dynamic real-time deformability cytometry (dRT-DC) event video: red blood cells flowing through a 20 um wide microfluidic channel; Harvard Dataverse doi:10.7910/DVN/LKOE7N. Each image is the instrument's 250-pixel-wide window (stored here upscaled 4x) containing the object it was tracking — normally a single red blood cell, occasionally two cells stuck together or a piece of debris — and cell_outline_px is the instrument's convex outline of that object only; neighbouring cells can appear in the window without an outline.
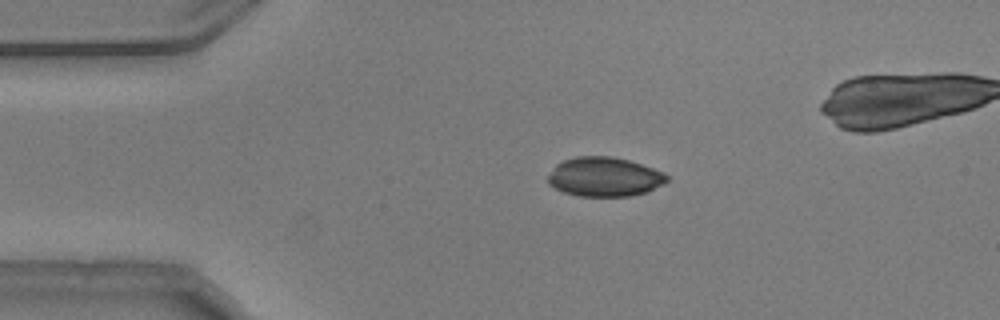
{"species": "common noctule bat (a hibernating species)", "species_latin": "Nyctalus noctula", "temperature_condition": "warm", "stored_images_in_passage": 40, "camera_frame_rate_fps": 3000, "um_per_image_px": 0.085, "animal": {"sex": "male", "body_mass_g": 20.5, "forearm_length_mm": 52.5}, "frame": {"image": 1, "passage_image": 1, "time_ms": 0.0, "image_size_px": [1000, 320], "cell_outline_px": [[668, 180], [664, 184], [644, 192], [632, 196], [580, 196], [564, 192], [548, 184], [548, 176], [556, 164], [564, 160], [576, 156], [612, 156], [628, 160], [652, 168], [668, 176]], "centroid_in_image_um": [51.35, 15.03], "position_along_channel_um": 33.6, "area_um2": 26.99}}
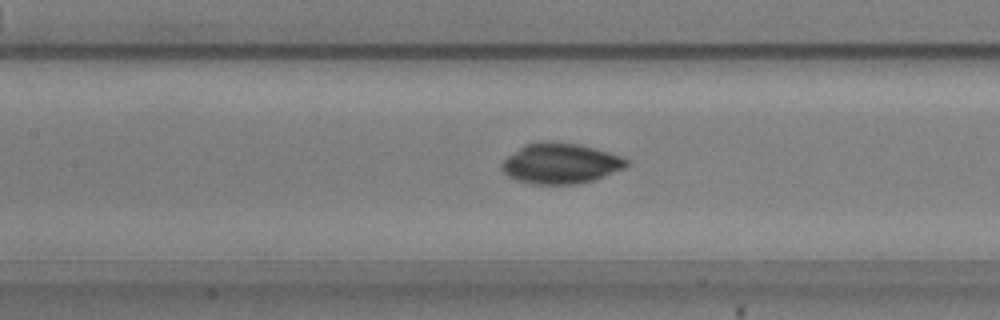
{"frame": {"image": 2, "passage_image": 14, "time_ms": 4.333, "image_size_px": [1000, 320], "cell_outline_px": [[628, 164], [624, 168], [604, 176], [592, 180], [576, 184], [532, 184], [516, 180], [508, 176], [500, 168], [500, 164], [508, 156], [524, 144], [580, 144], [608, 152], [620, 156], [628, 160]], "centroid_in_image_um": [47.63, 13.93], "position_along_channel_um": 159.8, "area_um2": 28.61}}
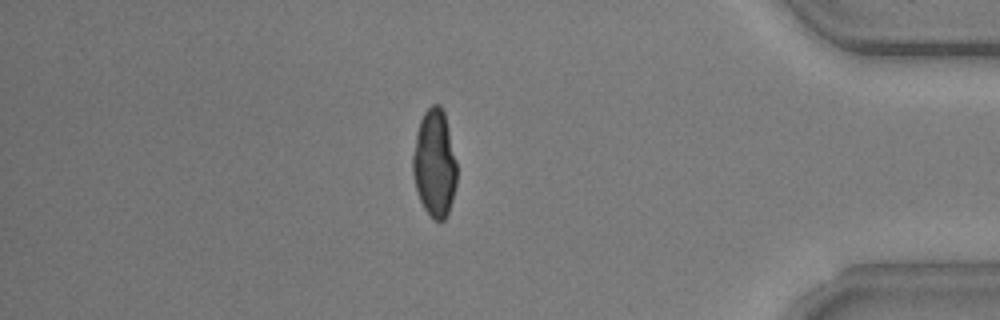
{"frame": {"image": 3, "passage_image": 36, "time_ms": 11.667, "image_size_px": [1000, 320], "cell_outline_px": [[456, 184], [452, 200], [448, 212], [444, 220], [432, 220], [424, 208], [420, 200], [416, 188], [412, 172], [412, 156], [416, 132], [420, 120], [424, 112], [432, 104], [440, 104], [444, 112], [456, 160]], "centroid_in_image_um": [36.92, 13.88], "position_along_channel_um": 398.3, "area_um2": 27.57}, "authors_computed_cell_mechanics": {"area_um2": 28.033, "velocity_mm_per_s": 3.7572, "shape_relaxation_time_tau1_ms": 7.1569, "shape_relaxation_time_tau2_ms": 1.8534, "deformation_change_tau1": 0.1948, "deformation_change_tau2": 0.0375}}